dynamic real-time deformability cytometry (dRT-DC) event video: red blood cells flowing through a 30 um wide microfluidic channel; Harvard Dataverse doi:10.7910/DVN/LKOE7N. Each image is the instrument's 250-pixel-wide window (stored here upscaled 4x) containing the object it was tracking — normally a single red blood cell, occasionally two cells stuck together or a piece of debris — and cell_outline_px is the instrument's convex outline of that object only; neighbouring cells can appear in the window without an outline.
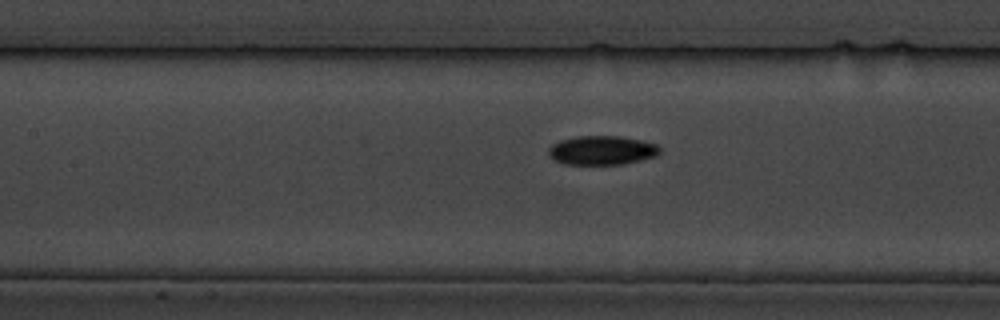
{"species": "common noctule bat (a hibernating species)", "species_latin": "Nyctalus noctula", "temperature_condition": "cold", "stored_images_in_passage": 9, "segment_of_instrument_passage": [2, 2], "camera_frame_rate_fps": 3000, "um_per_image_px": 0.085, "animal": {"sex": "male", "body_mass_g": 19.5, "forearm_length_mm": 54.6}, "frame": {"image": 1, "passage_image": 9, "time_ms": 10.333, "image_size_px": [1000, 320], "cell_outline_px": [[660, 152], [656, 156], [624, 164], [564, 164], [552, 160], [548, 156], [548, 148], [552, 144], [560, 140], [576, 136], [620, 136], [640, 140], [656, 144], [660, 148]], "centroid_in_image_um": [51.12, 12.78], "position_along_channel_um": 156.3, "area_um2": 18.96}}